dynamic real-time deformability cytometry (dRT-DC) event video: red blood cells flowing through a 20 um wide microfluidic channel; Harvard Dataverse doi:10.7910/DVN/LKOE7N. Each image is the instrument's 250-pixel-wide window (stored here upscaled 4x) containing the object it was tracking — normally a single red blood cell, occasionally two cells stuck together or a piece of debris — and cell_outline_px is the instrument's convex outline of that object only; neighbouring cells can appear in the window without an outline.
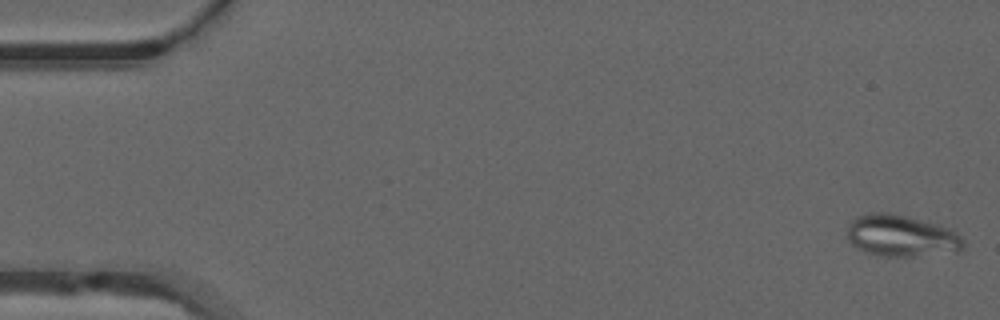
{"species": "common noctule bat (a hibernating species)", "species_latin": "Nyctalus noctula", "temperature_condition": "warm", "stored_images_in_passage": 51, "camera_frame_rate_fps": 3000, "um_per_image_px": 0.085, "animal": {"sex": "male", "forearm_length_mm": 52.5}, "frame": {"image": 1, "passage_image": 1, "time_ms": 0.0, "image_size_px": [1000, 320], "cell_outline_px": [[964, 248], [960, 252], [912, 256], [880, 256], [868, 252], [852, 244], [848, 240], [848, 224], [856, 216], [872, 212], [884, 212], [904, 216], [936, 224], [948, 228], [956, 232], [964, 240]], "centroid_in_image_um": [76.63, 20.05], "position_along_channel_um": 8.4, "area_um2": 28.03}}
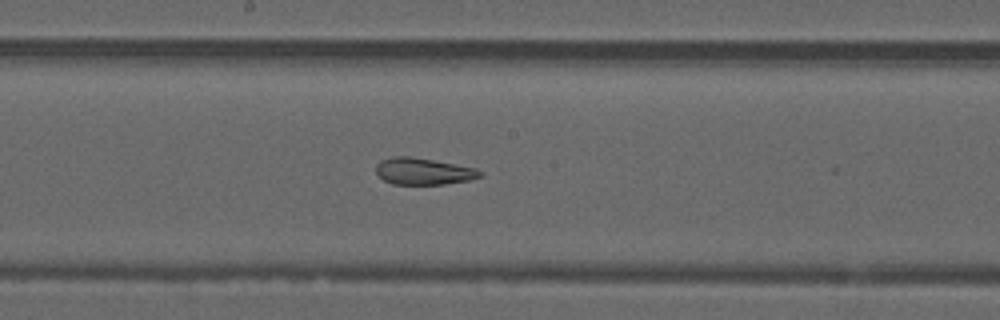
{"frame": {"image": 2, "passage_image": 27, "time_ms": 8.667, "image_size_px": [1000, 320], "cell_outline_px": [[484, 176], [468, 180], [444, 184], [392, 184], [384, 180], [376, 172], [376, 164], [380, 160], [392, 156], [408, 156], [432, 160], [476, 168], [484, 172]], "centroid_in_image_um": [35.99, 14.56], "position_along_channel_um": 212.2, "area_um2": 16.18}}
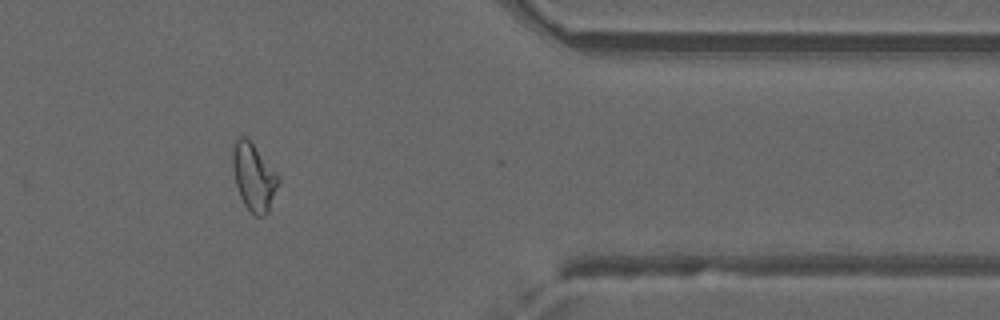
{"frame": {"image": 3, "passage_image": 42, "time_ms": 13.667, "image_size_px": [1000, 320], "cell_outline_px": [[280, 180], [268, 212], [264, 216], [256, 216], [244, 204], [240, 196], [236, 184], [232, 168], [232, 148], [236, 136], [248, 136], [280, 176]], "centroid_in_image_um": [21.56, 14.97], "position_along_channel_um": 389.8, "area_um2": 18.26}, "authors_computed_cell_mechanics": {"area_um2": 18.785, "velocity_mm_per_s": 3.9999, "shape_relaxation_time_tau1_ms": null, "shape_relaxation_time_tau2_ms": 2.2573, "deformation_change_tau1": null, "deformation_change_tau2": 0.0931}}